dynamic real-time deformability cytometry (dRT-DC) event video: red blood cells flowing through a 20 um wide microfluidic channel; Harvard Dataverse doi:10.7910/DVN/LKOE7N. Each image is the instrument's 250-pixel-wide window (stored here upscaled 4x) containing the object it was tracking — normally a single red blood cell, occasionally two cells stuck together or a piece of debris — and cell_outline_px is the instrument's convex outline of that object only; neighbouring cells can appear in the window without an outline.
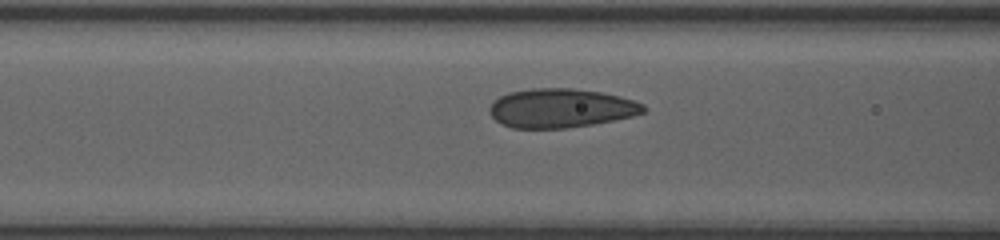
{"species": "human", "species_latin": "Homo sapiens", "temperature_condition": "room temperature", "stored_images_in_passage": 17, "camera_frame_rate_fps": 3000, "um_per_image_px": 0.085, "donor": {"sex": "female"}, "frame": {"image": 1, "passage_image": 15, "time_ms": 4.667, "image_size_px": [1000, 240], "cell_outline_px": [[648, 108], [644, 112], [632, 116], [592, 124], [568, 128], [512, 128], [496, 120], [492, 116], [488, 108], [492, 100], [508, 92], [532, 88], [572, 88], [600, 92], [620, 96], [644, 104]], "centroid_in_image_um": [47.66, 9.18], "position_along_channel_um": 118.9, "area_um2": 35.03}}